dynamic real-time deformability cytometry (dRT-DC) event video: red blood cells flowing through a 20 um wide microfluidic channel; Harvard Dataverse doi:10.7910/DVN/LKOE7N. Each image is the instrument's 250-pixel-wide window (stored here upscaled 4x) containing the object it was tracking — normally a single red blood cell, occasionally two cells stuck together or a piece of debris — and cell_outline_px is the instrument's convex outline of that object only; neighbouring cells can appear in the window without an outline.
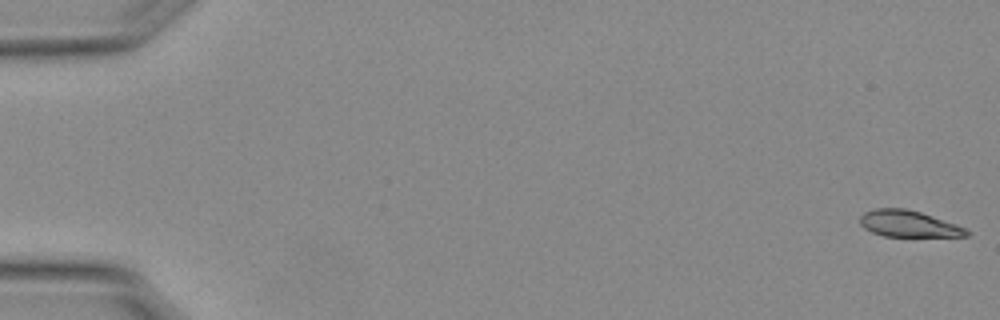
{"species": "Egyptian fruit bat (a non-hibernating species)", "species_latin": "Rousettus aegyptiacus", "temperature_condition": "warm", "stored_images_in_passage": 14, "camera_frame_rate_fps": 3000, "um_per_image_px": 0.085, "animal": {"sex": "female"}, "frame": {"image": 1, "passage_image": 1, "time_ms": 0.0, "image_size_px": [1000, 320], "cell_outline_px": [[972, 232], [968, 236], [884, 236], [872, 232], [864, 228], [860, 224], [860, 216], [864, 212], [876, 208], [904, 208], [920, 212], [964, 228]], "centroid_in_image_um": [77.18, 19.02], "position_along_channel_um": 7.8, "area_um2": 16.13}}